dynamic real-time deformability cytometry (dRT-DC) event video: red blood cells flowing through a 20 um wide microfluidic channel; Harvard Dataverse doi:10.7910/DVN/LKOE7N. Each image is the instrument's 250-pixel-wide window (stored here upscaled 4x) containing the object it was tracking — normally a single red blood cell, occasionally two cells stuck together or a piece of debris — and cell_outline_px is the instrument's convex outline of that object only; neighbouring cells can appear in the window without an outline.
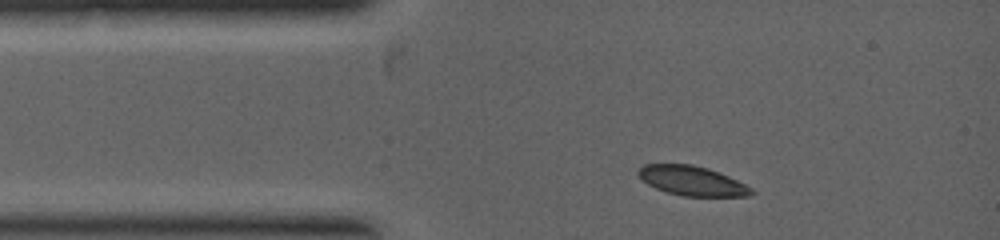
{"species": "common noctule bat (a hibernating species)", "species_latin": "Nyctalus noctula", "temperature_condition": "warm", "stored_images_in_passage": 5, "camera_frame_rate_fps": 5000, "um_per_image_px": 0.085, "animal": {"sex": "female", "body_mass_g": 19.0, "forearm_length_mm": 53.3}, "frame": {"image": 1, "passage_image": 1, "time_ms": 0.0, "image_size_px": [1000, 240], "cell_outline_px": [[756, 192], [748, 196], [684, 196], [668, 192], [656, 188], [648, 184], [636, 172], [644, 164], [692, 164], [708, 168], [728, 176], [752, 188]], "centroid_in_image_um": [58.84, 15.36], "position_along_channel_um": 26.2, "area_um2": 19.25}}
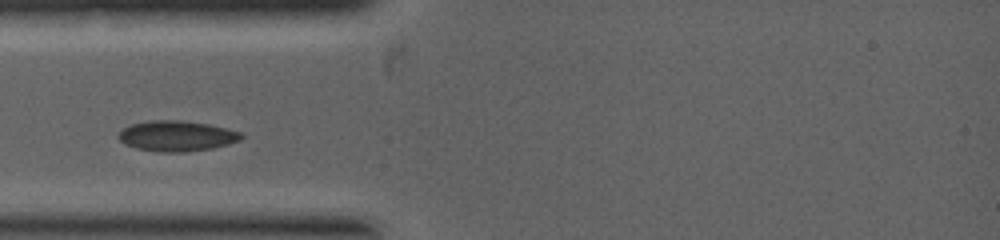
{"frame": {"image": 2, "passage_image": 4, "time_ms": 1.0, "image_size_px": [1000, 240], "cell_outline_px": [[244, 136], [240, 140], [228, 144], [212, 148], [184, 152], [160, 152], [136, 148], [124, 144], [116, 136], [124, 128], [132, 124], [148, 120], [180, 120], [208, 124], [240, 132]], "centroid_in_image_um": [14.99, 11.56], "position_along_channel_um": 70.0, "area_um2": 21.73}}